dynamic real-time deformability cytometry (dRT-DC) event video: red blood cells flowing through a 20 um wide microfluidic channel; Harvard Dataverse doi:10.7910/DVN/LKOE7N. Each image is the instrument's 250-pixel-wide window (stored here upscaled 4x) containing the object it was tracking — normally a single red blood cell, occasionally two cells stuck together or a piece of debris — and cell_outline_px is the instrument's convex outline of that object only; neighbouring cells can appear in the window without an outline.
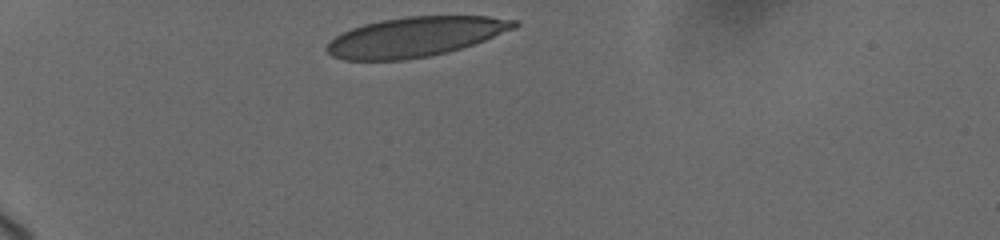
{"species": "human", "species_latin": "Homo sapiens", "temperature_condition": "cold", "stored_images_in_passage": 20, "camera_frame_rate_fps": 3000, "um_per_image_px": 0.085, "donor": {"sex": "female"}, "frame": {"image": 1, "passage_image": 1, "time_ms": 0.0, "image_size_px": [1000, 240], "cell_outline_px": [[520, 24], [516, 28], [484, 40], [448, 52], [428, 56], [404, 60], [344, 60], [332, 56], [324, 48], [340, 32], [364, 24], [380, 20], [408, 16], [488, 16], [516, 20]], "centroid_in_image_um": [35.29, 3.12], "position_along_channel_um": 49.7, "area_um2": 43.29}}
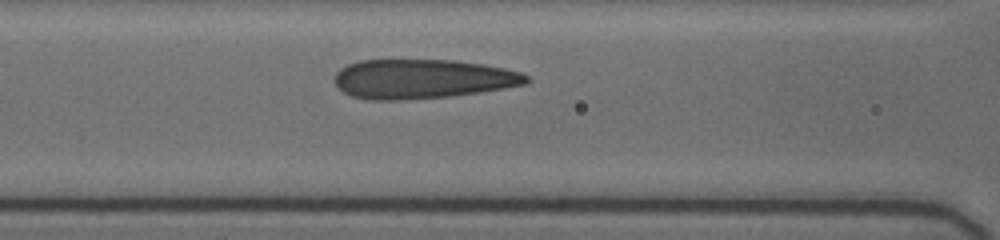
{"frame": {"image": 2, "passage_image": 15, "time_ms": 3.333, "image_size_px": [1000, 240], "cell_outline_px": [[532, 80], [528, 84], [480, 92], [448, 96], [404, 100], [372, 100], [352, 96], [344, 92], [332, 80], [336, 72], [340, 68], [348, 64], [360, 60], [456, 60], [484, 64], [504, 68], [520, 72], [528, 76]], "centroid_in_image_um": [35.92, 6.7], "position_along_channel_um": 130.7, "area_um2": 44.22}}
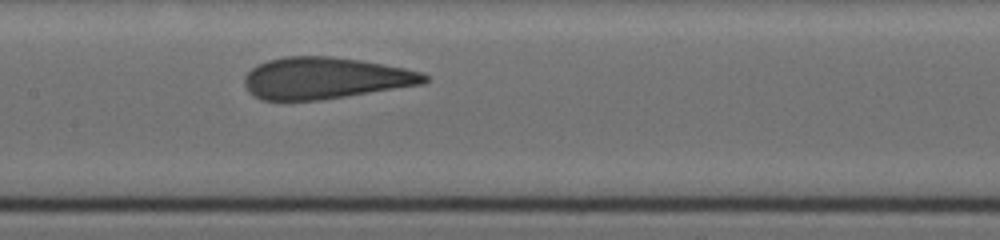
{"frame": {"image": 3, "passage_image": 19, "time_ms": 4.667, "image_size_px": [1000, 240], "cell_outline_px": [[428, 80], [424, 84], [320, 100], [260, 100], [248, 92], [244, 84], [244, 76], [256, 64], [268, 60], [284, 56], [332, 56], [360, 60], [404, 68], [420, 72], [428, 76]], "centroid_in_image_um": [27.6, 6.64], "position_along_channel_um": 179.8, "area_um2": 43.7}}